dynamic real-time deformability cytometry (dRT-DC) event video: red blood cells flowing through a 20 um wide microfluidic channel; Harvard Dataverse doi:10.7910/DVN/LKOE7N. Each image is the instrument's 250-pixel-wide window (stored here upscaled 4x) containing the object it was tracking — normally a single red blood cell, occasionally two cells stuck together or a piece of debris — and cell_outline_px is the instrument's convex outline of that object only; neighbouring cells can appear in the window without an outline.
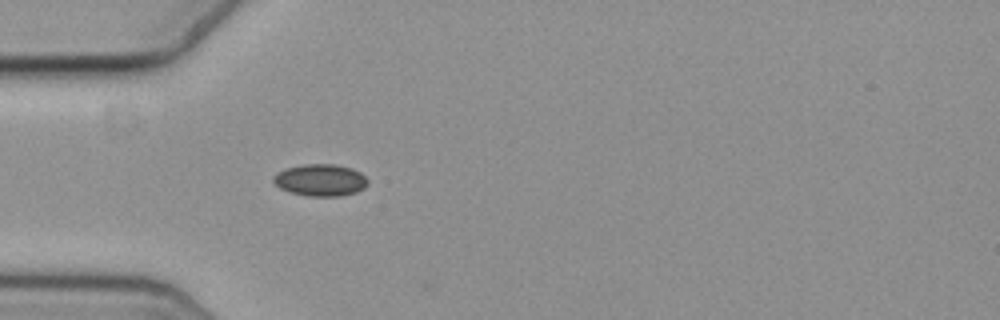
{"species": "common noctule bat (a hibernating species)", "species_latin": "Nyctalus noctula", "temperature_condition": "cold", "stored_images_in_passage": 33, "camera_frame_rate_fps": 3000, "um_per_image_px": 0.085, "animal": {"sex": "female", "body_mass_g": 19.3, "forearm_length_mm": 54.1}, "frame": {"image": 1, "passage_image": 1, "time_ms": 0.0, "image_size_px": [1000, 320], "cell_outline_px": [[368, 184], [364, 188], [356, 192], [340, 196], [308, 196], [288, 192], [280, 188], [272, 180], [272, 176], [276, 172], [284, 168], [304, 164], [336, 164], [352, 168], [360, 172], [368, 180]], "centroid_in_image_um": [27.21, 15.3], "position_along_channel_um": 57.8, "area_um2": 17.8}}
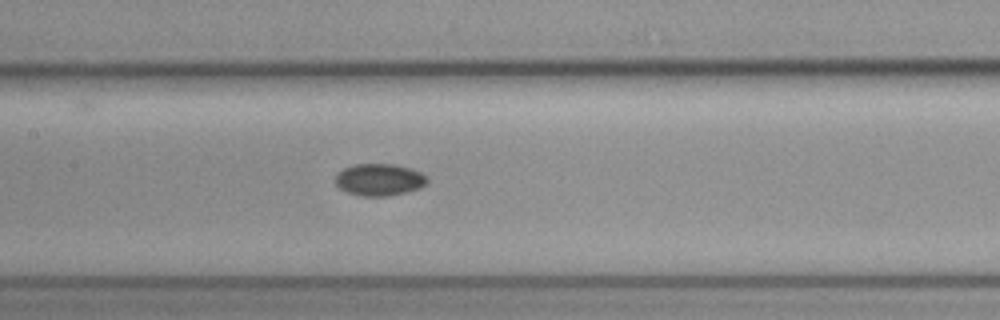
{"frame": {"image": 2, "passage_image": 11, "time_ms": 3.333, "image_size_px": [1000, 320], "cell_outline_px": [[428, 180], [420, 188], [408, 192], [388, 196], [360, 196], [348, 192], [340, 188], [336, 184], [336, 176], [344, 168], [356, 164], [392, 164], [408, 168], [420, 172], [428, 176]], "centroid_in_image_um": [32.26, 15.28], "position_along_channel_um": 175.1, "area_um2": 16.99}}
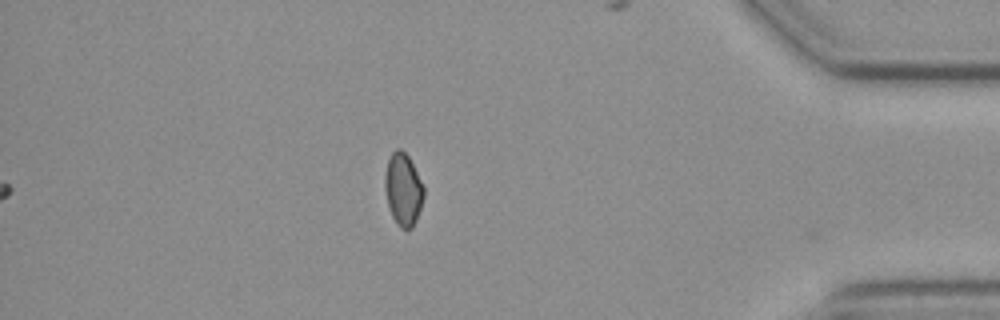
{"frame": {"image": 3, "passage_image": 33, "time_ms": 10.667, "image_size_px": [1000, 320], "cell_outline_px": [[424, 196], [416, 220], [412, 228], [408, 232], [400, 228], [396, 224], [392, 216], [388, 204], [384, 188], [384, 180], [388, 160], [392, 152], [396, 148], [400, 148], [408, 156], [424, 188]], "centroid_in_image_um": [34.26, 16.14], "position_along_channel_um": 400.9, "area_um2": 16.36}}